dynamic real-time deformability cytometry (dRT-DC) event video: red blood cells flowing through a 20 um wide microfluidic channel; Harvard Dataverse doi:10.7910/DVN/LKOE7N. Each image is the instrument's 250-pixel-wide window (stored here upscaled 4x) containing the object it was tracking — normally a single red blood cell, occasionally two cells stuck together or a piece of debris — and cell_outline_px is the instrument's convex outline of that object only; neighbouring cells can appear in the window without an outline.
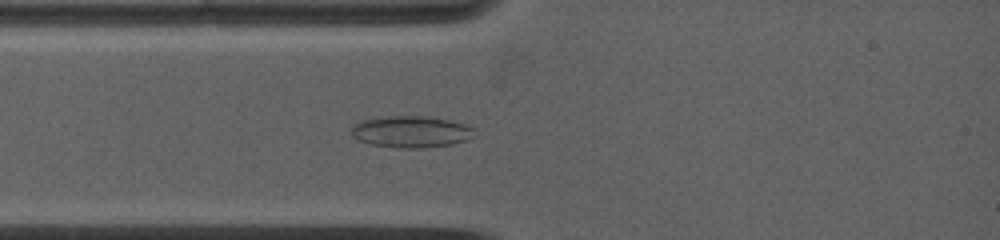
{"species": "common noctule bat (a hibernating species)", "species_latin": "Nyctalus noctula", "temperature_condition": "warm", "stored_images_in_passage": 3, "camera_frame_rate_fps": 5000, "um_per_image_px": 0.085, "animal": {"sex": "female", "body_mass_g": 19.0, "forearm_length_mm": 53.3}, "frame": {"image": 1, "passage_image": 3, "time_ms": 2.2, "image_size_px": [1000, 240], "cell_outline_px": [[476, 128], [464, 140], [452, 144], [420, 148], [396, 148], [372, 144], [360, 140], [352, 136], [352, 124], [360, 120], [388, 116], [424, 116], [448, 120], [464, 124]], "centroid_in_image_um": [34.87, 11.19], "position_along_channel_um": 50.1, "area_um2": 22.37}}